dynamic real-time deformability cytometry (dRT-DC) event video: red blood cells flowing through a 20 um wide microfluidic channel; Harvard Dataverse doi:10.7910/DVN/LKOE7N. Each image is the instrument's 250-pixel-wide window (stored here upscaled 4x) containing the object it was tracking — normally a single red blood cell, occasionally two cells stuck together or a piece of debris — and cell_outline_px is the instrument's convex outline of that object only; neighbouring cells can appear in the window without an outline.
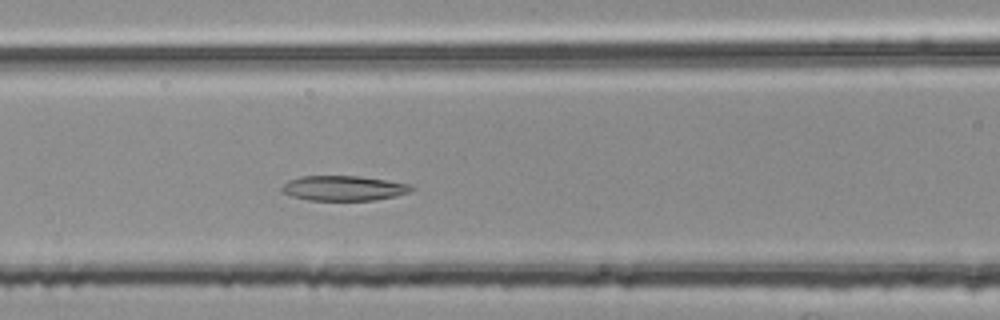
{"species": "common noctule bat (a hibernating species)", "species_latin": "Nyctalus noctula", "temperature_condition": "room temperature", "stored_images_in_passage": 39, "camera_frame_rate_fps": 3000, "um_per_image_px": 0.085, "animal": {"sex": "female", "body_mass_g": 25.1}, "frame": {"image": 1, "passage_image": 16, "time_ms": 5.0, "image_size_px": [1000, 320], "cell_outline_px": [[416, 188], [408, 192], [396, 196], [376, 200], [308, 200], [292, 196], [280, 192], [280, 188], [288, 180], [300, 176], [360, 176], [388, 180], [412, 184]], "centroid_in_image_um": [29.22, 15.99], "position_along_channel_um": 137.4, "area_um2": 19.07}}
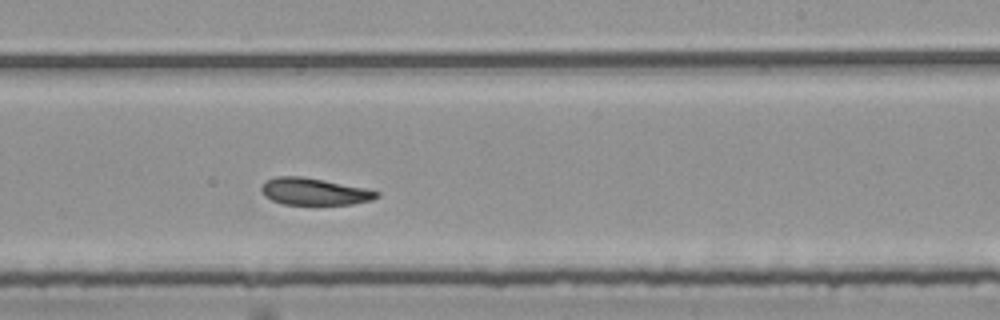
{"frame": {"image": 2, "passage_image": 26, "time_ms": 8.333, "image_size_px": [1000, 320], "cell_outline_px": [[380, 196], [372, 200], [352, 204], [284, 204], [272, 200], [264, 196], [260, 188], [264, 180], [276, 176], [300, 176], [324, 180], [364, 188], [380, 192]], "centroid_in_image_um": [26.68, 16.27], "position_along_channel_um": 262.3, "area_um2": 18.09}}
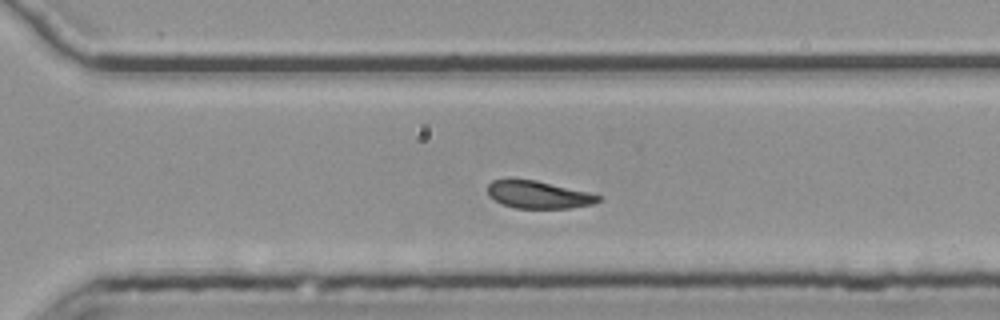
{"frame": {"image": 3, "passage_image": 31, "time_ms": 10.0, "image_size_px": [1000, 320], "cell_outline_px": [[604, 200], [592, 204], [568, 208], [516, 208], [504, 204], [488, 196], [488, 184], [492, 180], [536, 180], [592, 192], [600, 196]], "centroid_in_image_um": [45.84, 16.55], "position_along_channel_um": 324.8, "area_um2": 17.69}, "authors_computed_cell_mechanics": {"area_um2": 18.9584, "velocity_mm_per_s": 3.7506, "shape_relaxation_time_tau1_ms": null, "shape_relaxation_time_tau2_ms": 3.7451, "deformation_change_tau1": null, "deformation_change_tau2": 0.1043}}